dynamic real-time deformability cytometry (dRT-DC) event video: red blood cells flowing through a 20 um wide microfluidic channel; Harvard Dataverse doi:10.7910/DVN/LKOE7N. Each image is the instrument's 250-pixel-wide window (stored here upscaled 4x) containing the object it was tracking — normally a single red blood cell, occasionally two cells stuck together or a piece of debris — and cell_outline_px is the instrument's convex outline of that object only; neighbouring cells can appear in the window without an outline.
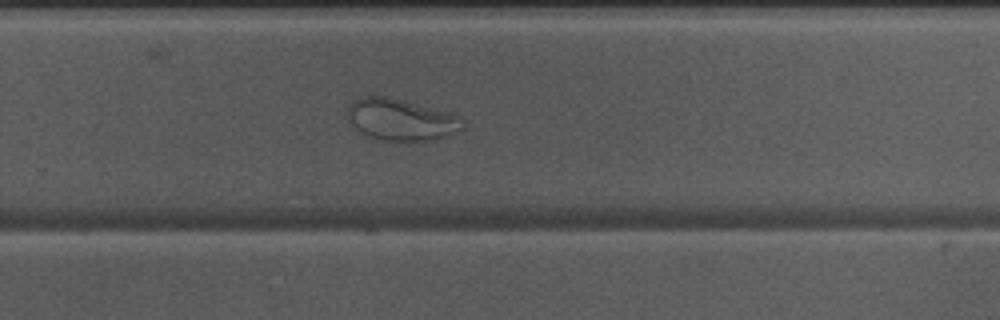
{"species": "Egyptian fruit bat (a non-hibernating species)", "species_latin": "Rousettus aegyptiacus", "temperature_condition": "warm", "stored_images_in_passage": 37, "camera_frame_rate_fps": 3000, "um_per_image_px": 0.085, "animal": {"sex": "male"}, "frame": {"image": 1, "passage_image": 22, "time_ms": 7.0, "image_size_px": [1000, 320], "cell_outline_px": [[464, 128], [452, 136], [436, 140], [408, 144], [396, 144], [376, 140], [360, 132], [352, 124], [348, 116], [348, 104], [364, 96], [388, 96], [460, 116], [464, 120]], "centroid_in_image_um": [34.13, 10.25], "position_along_channel_um": 295.7, "area_um2": 28.96}}